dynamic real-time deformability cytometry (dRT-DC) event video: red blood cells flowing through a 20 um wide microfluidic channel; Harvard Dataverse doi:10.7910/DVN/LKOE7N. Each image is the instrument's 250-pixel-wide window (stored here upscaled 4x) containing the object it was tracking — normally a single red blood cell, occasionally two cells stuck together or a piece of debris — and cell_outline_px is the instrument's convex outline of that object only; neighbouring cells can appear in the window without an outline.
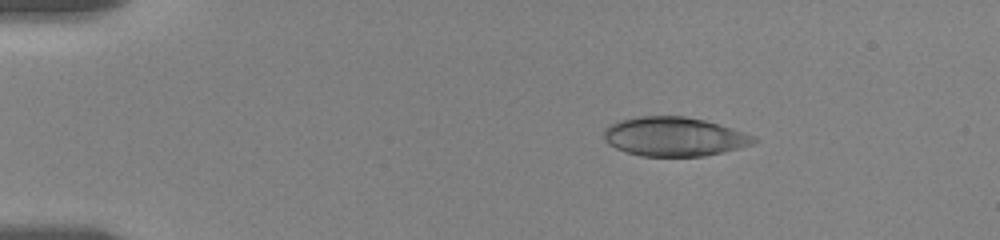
{"species": "human", "species_latin": "Homo sapiens", "temperature_condition": "room temperature", "stored_images_in_passage": 66, "camera_frame_rate_fps": 3000, "um_per_image_px": 0.085, "donor": {"sex": "female"}, "frame": {"image": 1, "passage_image": 1, "time_ms": 0.0, "image_size_px": [1000, 240], "cell_outline_px": [[760, 140], [752, 144], [704, 156], [640, 156], [616, 148], [608, 144], [604, 140], [604, 128], [620, 120], [636, 116], [684, 116], [704, 120], [756, 136]], "centroid_in_image_um": [57.28, 11.61], "position_along_channel_um": 27.7, "area_um2": 33.93}}
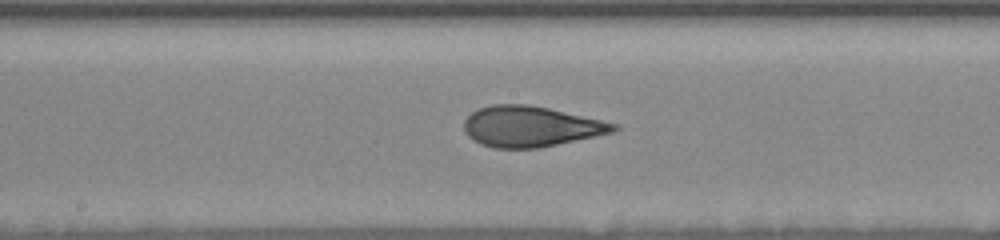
{"frame": {"image": 2, "passage_image": 28, "time_ms": 7.0, "image_size_px": [1000, 240], "cell_outline_px": [[620, 128], [612, 132], [596, 136], [536, 148], [496, 148], [480, 144], [472, 140], [464, 132], [464, 120], [472, 112], [480, 108], [492, 104], [528, 104], [548, 108], [600, 120], [616, 124]], "centroid_in_image_um": [45.05, 10.75], "position_along_channel_um": 203.1, "area_um2": 35.08}}
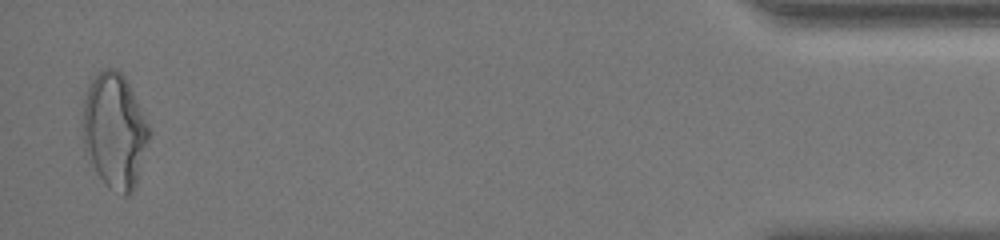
{"frame": {"image": 3, "passage_image": 64, "time_ms": 15.333, "image_size_px": [1000, 240], "cell_outline_px": [[152, 132], [136, 184], [132, 192], [128, 196], [120, 196], [108, 188], [104, 184], [84, 152], [84, 100], [88, 88], [92, 80], [104, 68], [116, 68], [124, 76]], "centroid_in_image_um": [9.76, 11.18], "position_along_channel_um": 425.4, "area_um2": 44.27}, "authors_computed_cell_mechanics": {"area_um2": 34.9112, "velocity_mm_per_s": 3.5629, "shape_relaxation_time_tau1_ms": 6.6759, "shape_relaxation_time_tau2_ms": 1.1592, "deformation_change_tau1": 0.2169, "deformation_change_tau2": 0.0786}}